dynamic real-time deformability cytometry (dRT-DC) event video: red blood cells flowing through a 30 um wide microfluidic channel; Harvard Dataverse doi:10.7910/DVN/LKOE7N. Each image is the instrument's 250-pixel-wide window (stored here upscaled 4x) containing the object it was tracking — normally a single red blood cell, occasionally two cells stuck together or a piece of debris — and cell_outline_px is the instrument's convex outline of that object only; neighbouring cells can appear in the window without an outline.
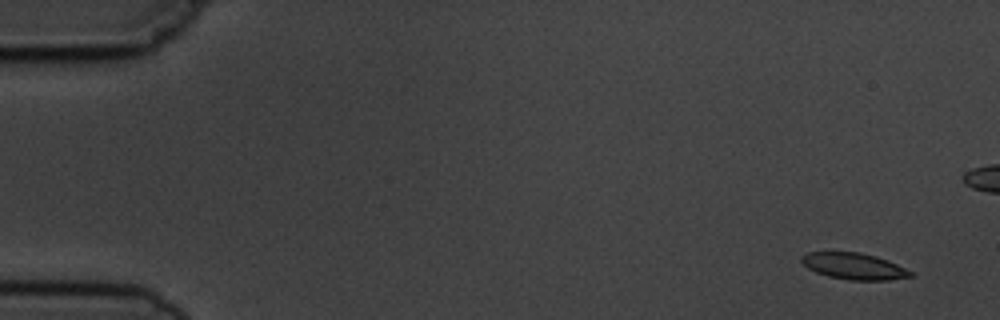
{"species": "common noctule bat (a hibernating species)", "species_latin": "Nyctalus noctula", "temperature_condition": "cold", "stored_images_in_passage": 5, "camera_frame_rate_fps": 3000, "um_per_image_px": 0.085, "animal": {"sex": "male", "body_mass_g": 19.5, "forearm_length_mm": 54.6}, "frame": {"image": 1, "passage_image": 1, "time_ms": 0.0, "image_size_px": [1000, 320], "cell_outline_px": [[916, 276], [888, 280], [848, 280], [828, 276], [816, 272], [808, 268], [800, 260], [800, 256], [808, 252], [860, 252], [876, 256], [888, 260], [912, 272]], "centroid_in_image_um": [72.59, 22.62], "position_along_channel_um": 12.4, "area_um2": 16.82}}